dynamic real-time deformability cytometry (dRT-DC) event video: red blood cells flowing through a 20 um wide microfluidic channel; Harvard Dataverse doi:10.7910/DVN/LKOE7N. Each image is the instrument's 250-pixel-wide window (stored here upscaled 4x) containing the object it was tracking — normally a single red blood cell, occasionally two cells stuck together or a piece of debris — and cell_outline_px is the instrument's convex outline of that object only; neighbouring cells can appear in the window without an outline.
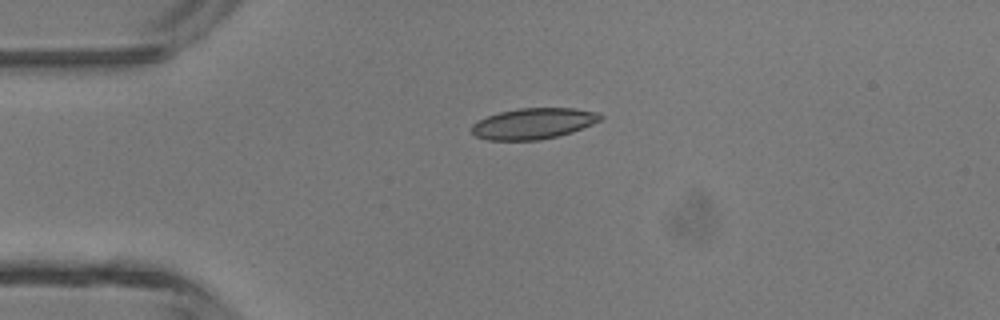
{"species": "common noctule bat (a hibernating species)", "species_latin": "Nyctalus noctula", "temperature_condition": "room temperature", "stored_images_in_passage": 3, "camera_frame_rate_fps": 3000, "um_per_image_px": 0.085, "animal": {"sex": "male", "body_mass_g": 13.3}, "frame": {"image": 1, "passage_image": 2, "time_ms": 0.333, "image_size_px": [1000, 320], "cell_outline_px": [[604, 116], [600, 120], [592, 124], [572, 132], [540, 140], [488, 140], [476, 136], [472, 132], [472, 124], [476, 120], [500, 112], [520, 108], [576, 108], [596, 112]], "centroid_in_image_um": [45.33, 10.5], "position_along_channel_um": 39.7, "area_um2": 23.12}}